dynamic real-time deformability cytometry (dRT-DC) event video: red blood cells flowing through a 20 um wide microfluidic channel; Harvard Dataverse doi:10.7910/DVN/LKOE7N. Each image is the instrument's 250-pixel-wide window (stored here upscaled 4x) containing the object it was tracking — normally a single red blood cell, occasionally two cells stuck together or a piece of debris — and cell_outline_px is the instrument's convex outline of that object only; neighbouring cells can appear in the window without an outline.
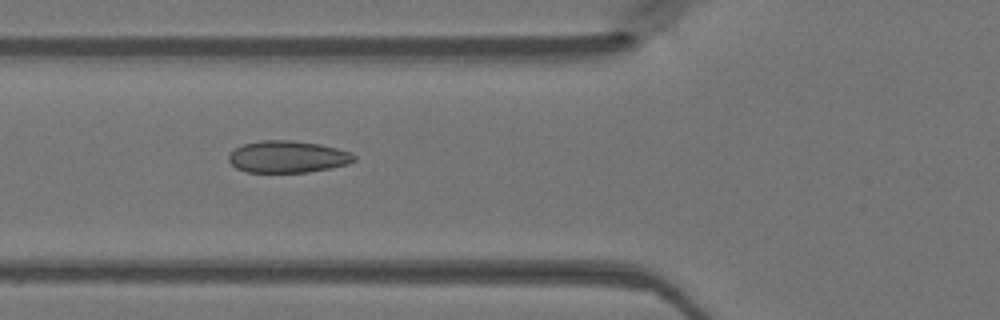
{"species": "Egyptian fruit bat (a non-hibernating species)", "species_latin": "Rousettus aegyptiacus", "temperature_condition": "warm", "stored_images_in_passage": 48, "camera_frame_rate_fps": 3000, "um_per_image_px": 0.085, "animal": {"sex": "female"}, "frame": {"image": 1, "passage_image": 18, "time_ms": 5.667, "image_size_px": [1000, 320], "cell_outline_px": [[356, 160], [348, 164], [308, 172], [248, 172], [236, 168], [228, 160], [228, 156], [236, 148], [244, 144], [264, 140], [292, 140], [320, 144], [352, 152], [356, 156]], "centroid_in_image_um": [24.48, 13.32], "position_along_channel_um": 101.3, "area_um2": 23.24}}
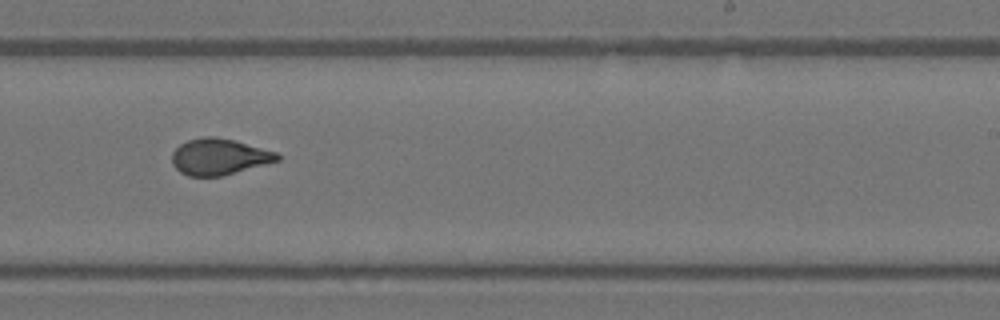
{"frame": {"image": 2, "passage_image": 30, "time_ms": 9.667, "image_size_px": [1000, 320], "cell_outline_px": [[280, 160], [220, 176], [188, 176], [180, 172], [172, 164], [172, 152], [180, 144], [188, 140], [204, 136], [216, 136], [232, 140], [276, 152], [280, 156]], "centroid_in_image_um": [18.58, 13.32], "position_along_channel_um": 270.4, "area_um2": 21.96}}
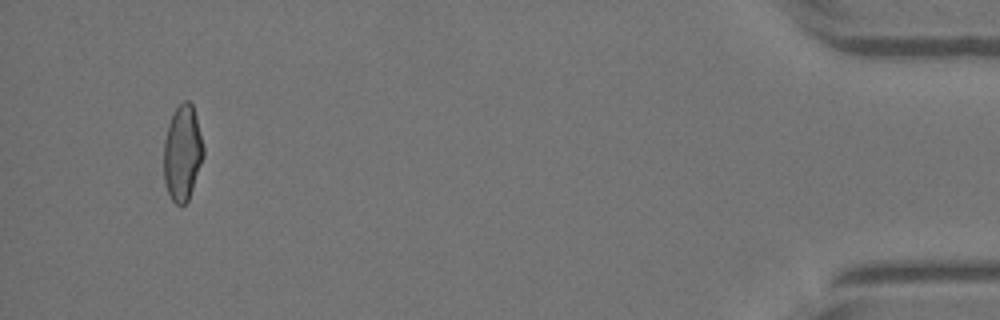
{"frame": {"image": 3, "passage_image": 46, "time_ms": 15.0, "image_size_px": [1000, 320], "cell_outline_px": [[204, 156], [188, 200], [180, 208], [172, 200], [168, 192], [164, 180], [164, 140], [168, 124], [176, 108], [184, 100], [188, 100], [192, 104], [196, 116], [204, 148]], "centroid_in_image_um": [15.51, 13.01], "position_along_channel_um": 419.7, "area_um2": 22.02}}